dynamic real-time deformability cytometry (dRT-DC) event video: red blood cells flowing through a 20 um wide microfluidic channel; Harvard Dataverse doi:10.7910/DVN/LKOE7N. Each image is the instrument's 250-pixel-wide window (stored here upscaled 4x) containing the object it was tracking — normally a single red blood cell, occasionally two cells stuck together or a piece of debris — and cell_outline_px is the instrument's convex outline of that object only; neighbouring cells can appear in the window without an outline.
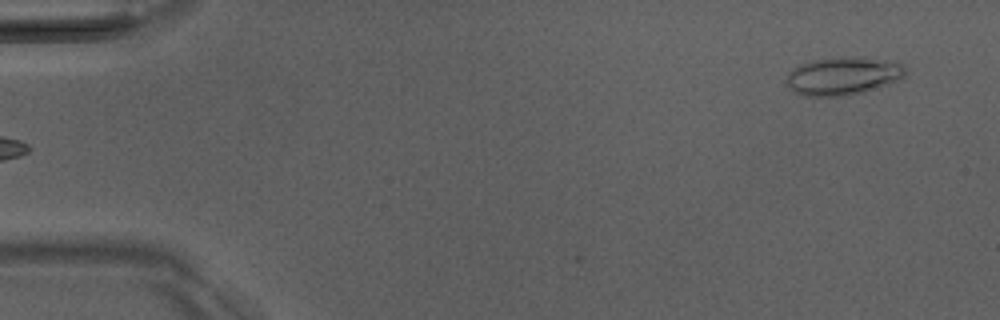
{"species": "Egyptian fruit bat (a non-hibernating species)", "species_latin": "Rousettus aegyptiacus", "temperature_condition": "room temperature", "stored_images_in_passage": 7, "camera_frame_rate_fps": 3000, "um_per_image_px": 0.085, "animal": {"sex": "male"}, "frame": {"image": 1, "passage_image": 1, "time_ms": 0.0, "image_size_px": [1000, 320], "cell_outline_px": [[908, 72], [904, 76], [888, 84], [864, 92], [844, 96], [800, 96], [792, 92], [784, 80], [788, 72], [792, 68], [800, 64], [812, 60], [860, 56], [864, 56], [904, 64]], "centroid_in_image_um": [71.62, 6.46], "position_along_channel_um": 13.4, "area_um2": 26.7}}